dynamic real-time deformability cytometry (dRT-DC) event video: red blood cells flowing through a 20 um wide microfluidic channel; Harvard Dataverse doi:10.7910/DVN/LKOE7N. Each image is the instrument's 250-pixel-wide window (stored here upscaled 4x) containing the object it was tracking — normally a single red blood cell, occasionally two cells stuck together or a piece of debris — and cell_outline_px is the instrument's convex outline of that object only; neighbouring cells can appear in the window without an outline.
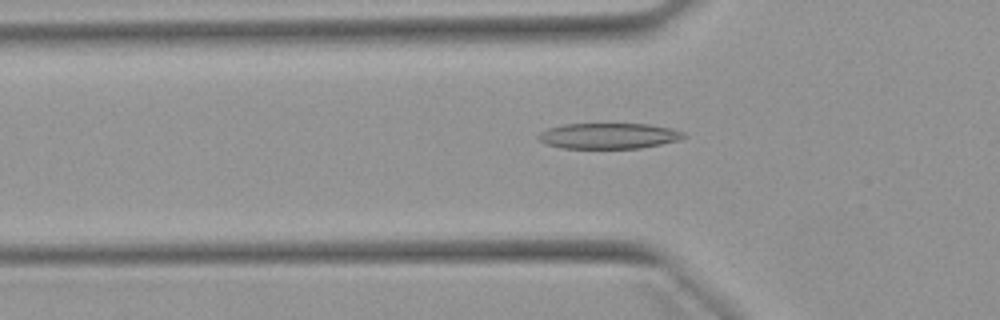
{"species": "Egyptian fruit bat (a non-hibernating species)", "species_latin": "Rousettus aegyptiacus", "temperature_condition": "warm", "stored_images_in_passage": 52, "camera_frame_rate_fps": 3000, "um_per_image_px": 0.085, "animal": {"sex": "female"}, "frame": {"image": 1, "passage_image": 17, "time_ms": 5.333, "image_size_px": [1000, 320], "cell_outline_px": [[688, 136], [680, 140], [640, 148], [564, 148], [544, 144], [536, 136], [540, 132], [548, 128], [564, 124], [648, 124], [672, 128], [684, 132]], "centroid_in_image_um": [51.75, 11.55], "position_along_channel_um": 74.0, "area_um2": 21.85}}
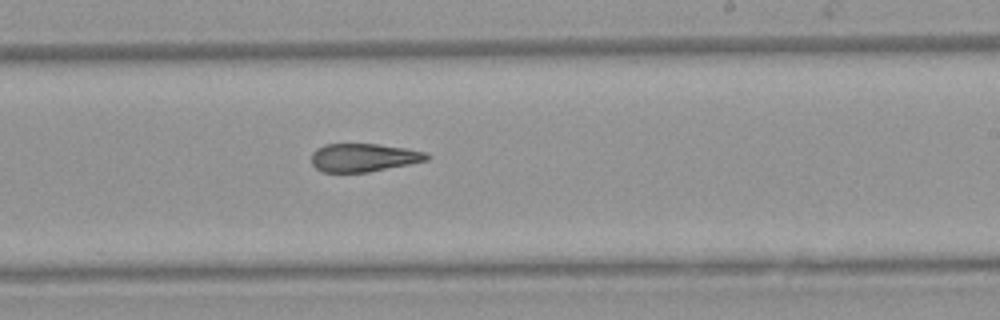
{"frame": {"image": 2, "passage_image": 31, "time_ms": 10.0, "image_size_px": [1000, 320], "cell_outline_px": [[432, 156], [428, 160], [368, 172], [324, 172], [316, 168], [312, 164], [312, 152], [316, 148], [324, 144], [380, 144], [428, 152]], "centroid_in_image_um": [30.92, 13.38], "position_along_channel_um": 258.1, "area_um2": 19.02}}
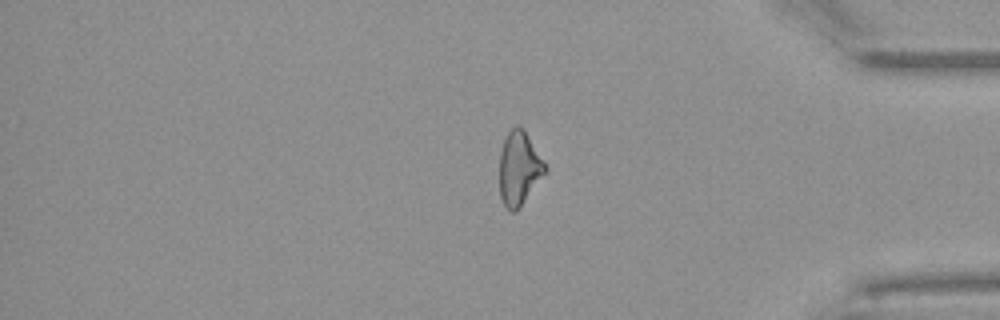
{"frame": {"image": 3, "passage_image": 43, "time_ms": 14.0, "image_size_px": [1000, 320], "cell_outline_px": [[548, 168], [516, 212], [512, 212], [504, 204], [500, 196], [500, 152], [504, 140], [508, 132], [516, 124], [520, 124], [524, 128]], "centroid_in_image_um": [44.12, 14.26], "position_along_channel_um": 391.1, "area_um2": 19.42}, "authors_computed_cell_mechanics": {"area_um2": 20.8947, "velocity_mm_per_s": 3.9401, "shape_relaxation_time_tau1_ms": null, "shape_relaxation_time_tau2_ms": 4.4549, "deformation_change_tau1": null, "deformation_change_tau2": 0.1535}}